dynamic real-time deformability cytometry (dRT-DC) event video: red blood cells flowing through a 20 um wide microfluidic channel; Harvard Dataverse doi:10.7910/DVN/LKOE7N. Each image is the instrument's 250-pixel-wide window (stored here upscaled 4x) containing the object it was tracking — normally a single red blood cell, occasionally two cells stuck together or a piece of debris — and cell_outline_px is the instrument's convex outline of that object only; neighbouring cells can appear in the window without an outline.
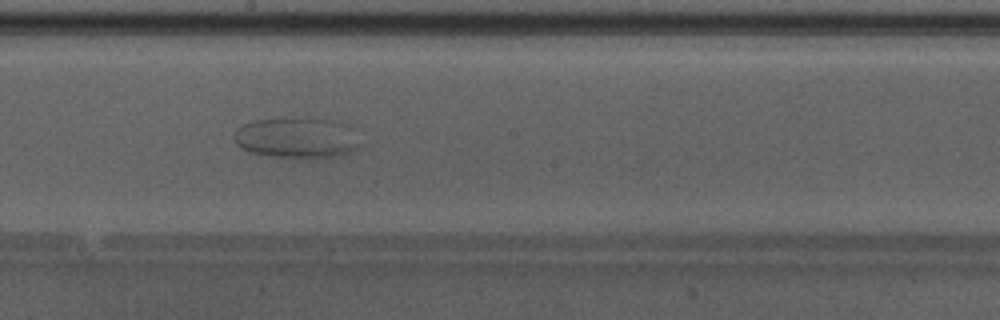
{"species": "Egyptian fruit bat (a non-hibernating species)", "species_latin": "Rousettus aegyptiacus", "temperature_condition": "warm", "stored_images_in_passage": 40, "camera_frame_rate_fps": 3000, "um_per_image_px": 0.085, "animal": {"sex": "male"}, "frame": {"image": 1, "passage_image": 18, "time_ms": 5.667, "image_size_px": [1000, 320], "cell_outline_px": [[356, 148], [352, 152], [340, 156], [272, 156], [248, 152], [236, 144], [232, 136], [236, 128], [252, 120], [292, 116], [316, 116], [336, 120], [348, 124], [356, 144]], "centroid_in_image_um": [25.14, 11.63], "position_along_channel_um": 223.1, "area_um2": 30.17}}